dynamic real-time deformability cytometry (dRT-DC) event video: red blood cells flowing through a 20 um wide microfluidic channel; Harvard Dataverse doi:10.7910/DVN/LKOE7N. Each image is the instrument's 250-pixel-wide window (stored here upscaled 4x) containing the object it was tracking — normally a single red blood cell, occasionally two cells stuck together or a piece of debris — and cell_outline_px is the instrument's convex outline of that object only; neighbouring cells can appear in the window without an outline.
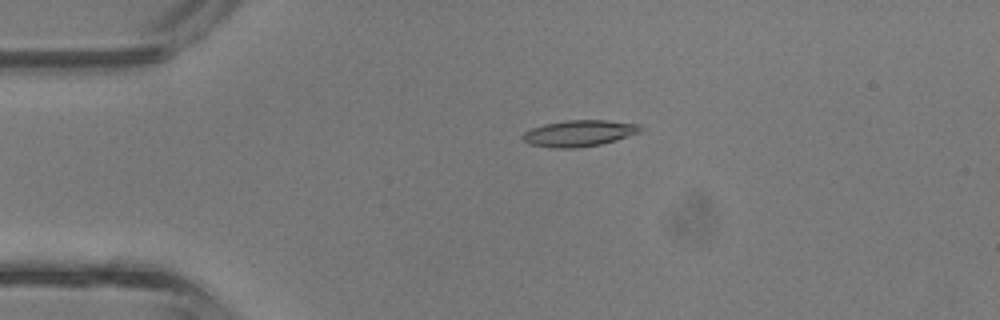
{"species": "common noctule bat (a hibernating species)", "species_latin": "Nyctalus noctula", "temperature_condition": "room temperature", "stored_images_in_passage": 1, "camera_frame_rate_fps": 3000, "um_per_image_px": 0.085, "animal": {"sex": "male", "body_mass_g": 13.3}, "frame": {"image": 1, "passage_image": 1, "time_ms": 0.0, "image_size_px": [1000, 320], "cell_outline_px": [[644, 128], [640, 132], [616, 140], [600, 144], [576, 148], [552, 148], [528, 144], [520, 136], [524, 132], [532, 128], [544, 124], [568, 120], [608, 120], [640, 124]], "centroid_in_image_um": [49.23, 11.33], "position_along_channel_um": 35.8, "area_um2": 18.15}}